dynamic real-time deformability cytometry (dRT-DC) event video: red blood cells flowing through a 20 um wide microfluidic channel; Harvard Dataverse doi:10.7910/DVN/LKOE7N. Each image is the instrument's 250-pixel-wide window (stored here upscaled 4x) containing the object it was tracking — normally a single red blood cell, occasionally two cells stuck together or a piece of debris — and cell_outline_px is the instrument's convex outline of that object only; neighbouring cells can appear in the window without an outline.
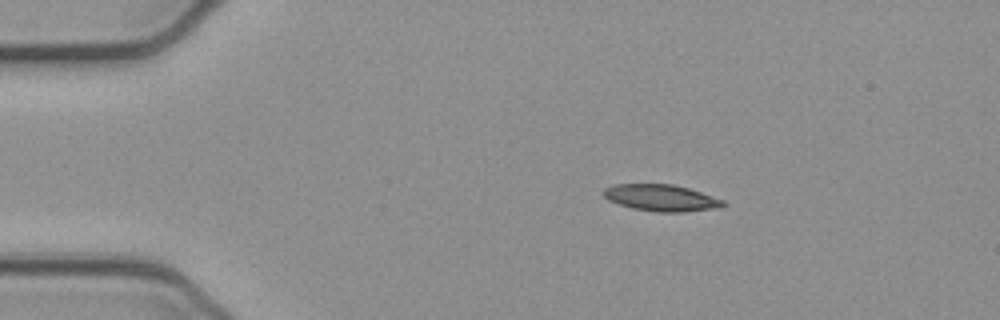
{"species": "common noctule bat (a hibernating species)", "species_latin": "Nyctalus noctula", "temperature_condition": "cold", "stored_images_in_passage": 44, "camera_frame_rate_fps": 3000, "um_per_image_px": 0.085, "animal": {"sex": "female", "body_mass_g": 21.9}, "frame": {"image": 1, "passage_image": 1, "time_ms": 0.0, "image_size_px": [1000, 320], "cell_outline_px": [[728, 204], [720, 208], [684, 212], [656, 212], [632, 208], [608, 200], [600, 192], [604, 188], [612, 184], [672, 184], [688, 188], [724, 200]], "centroid_in_image_um": [56.2, 16.82], "position_along_channel_um": 28.8, "area_um2": 18.73}}
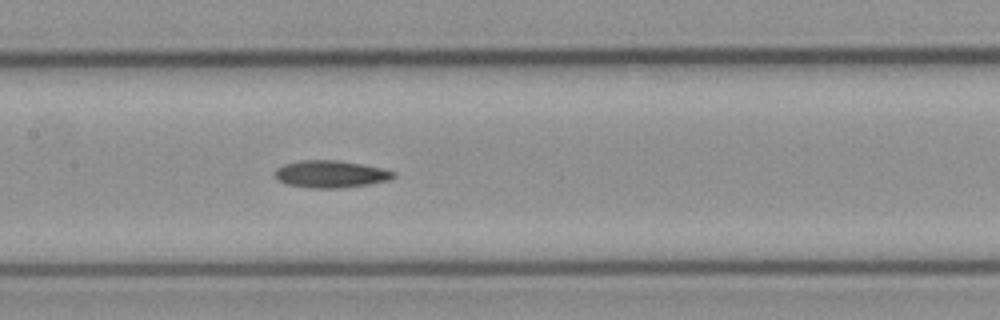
{"frame": {"image": 2, "passage_image": 17, "time_ms": 5.333, "image_size_px": [1000, 320], "cell_outline_px": [[396, 176], [388, 180], [368, 184], [336, 188], [312, 188], [288, 184], [276, 180], [272, 172], [276, 168], [284, 164], [300, 160], [340, 160], [384, 168], [396, 172]], "centroid_in_image_um": [28.08, 14.78], "position_along_channel_um": 179.3, "area_um2": 18.96}}
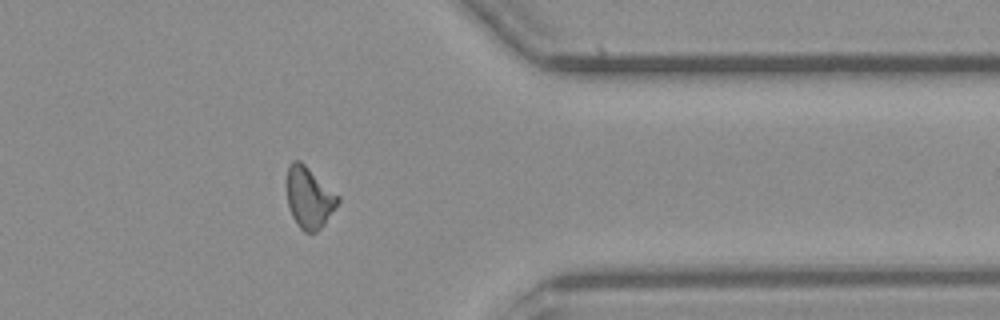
{"frame": {"image": 3, "passage_image": 34, "time_ms": 11.0, "image_size_px": [1000, 320], "cell_outline_px": [[340, 200], [324, 224], [316, 232], [304, 232], [300, 228], [292, 216], [288, 204], [288, 168], [292, 160], [300, 160], [340, 196]], "centroid_in_image_um": [26.3, 16.79], "position_along_channel_um": 385.1, "area_um2": 17.92}}